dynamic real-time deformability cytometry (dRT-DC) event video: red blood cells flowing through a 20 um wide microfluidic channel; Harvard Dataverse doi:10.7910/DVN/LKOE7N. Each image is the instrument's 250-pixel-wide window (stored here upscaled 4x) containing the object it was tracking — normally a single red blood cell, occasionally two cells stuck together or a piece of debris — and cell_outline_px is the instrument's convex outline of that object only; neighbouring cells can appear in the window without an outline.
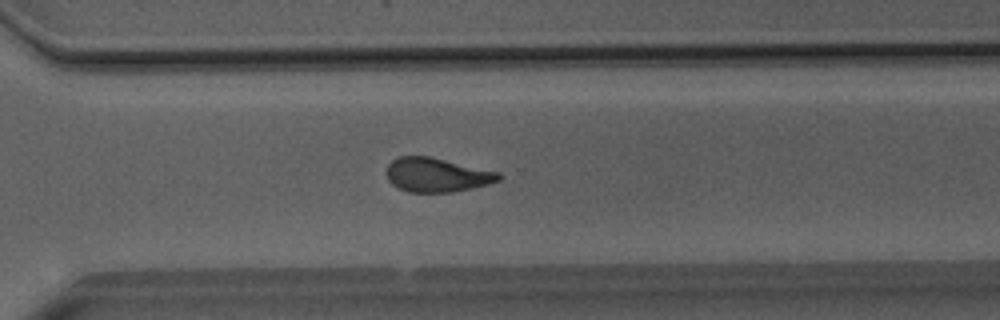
{"species": "Egyptian fruit bat (a non-hibernating species)", "species_latin": "Rousettus aegyptiacus", "temperature_condition": "room temperature", "stored_images_in_passage": 50, "camera_frame_rate_fps": 3000, "um_per_image_px": 0.085, "animal": {"sex": "male"}, "frame": {"image": 1, "passage_image": 36, "time_ms": 11.667, "image_size_px": [1000, 320], "cell_outline_px": [[504, 176], [500, 180], [488, 184], [452, 192], [408, 192], [392, 184], [388, 180], [388, 164], [392, 160], [400, 156], [428, 156], [500, 172]], "centroid_in_image_um": [37.16, 14.86], "position_along_channel_um": 333.4, "area_um2": 22.14}}
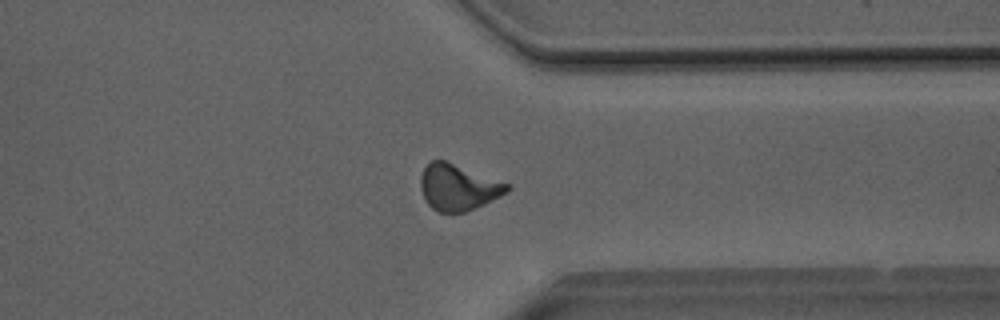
{"frame": {"image": 2, "passage_image": 39, "time_ms": 12.667, "image_size_px": [1000, 320], "cell_outline_px": [[512, 188], [508, 192], [500, 196], [464, 212], [440, 212], [432, 208], [424, 200], [420, 188], [420, 176], [424, 168], [432, 160], [444, 160], [512, 184]], "centroid_in_image_um": [38.94, 15.91], "position_along_channel_um": 372.5, "area_um2": 23.24}}
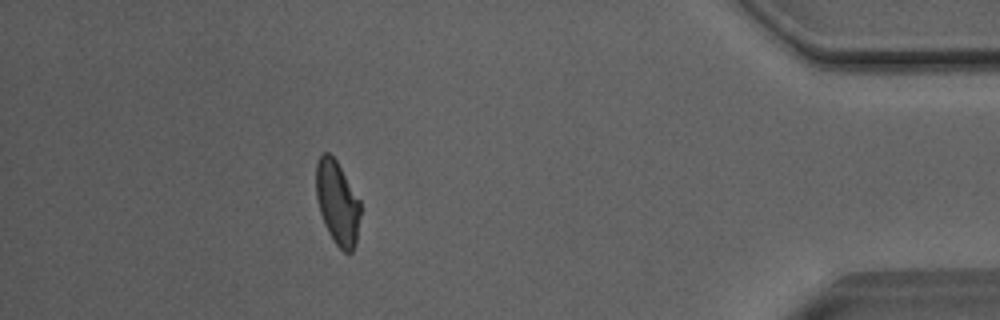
{"frame": {"image": 3, "passage_image": 45, "time_ms": 14.667, "image_size_px": [1000, 320], "cell_outline_px": [[360, 216], [356, 244], [352, 252], [344, 252], [332, 240], [324, 224], [320, 212], [316, 196], [316, 164], [320, 156], [324, 152], [328, 152], [336, 160], [360, 200]], "centroid_in_image_um": [28.68, 17.25], "position_along_channel_um": 406.5, "area_um2": 21.62}, "authors_computed_cell_mechanics": {"area_um2": 22.7732, "velocity_mm_per_s": 4.0557, "shape_relaxation_time_tau1_ms": 8.4154, "shape_relaxation_time_tau2_ms": 2.0402, "deformation_change_tau1": 0.205, "deformation_change_tau2": 0.0999}}